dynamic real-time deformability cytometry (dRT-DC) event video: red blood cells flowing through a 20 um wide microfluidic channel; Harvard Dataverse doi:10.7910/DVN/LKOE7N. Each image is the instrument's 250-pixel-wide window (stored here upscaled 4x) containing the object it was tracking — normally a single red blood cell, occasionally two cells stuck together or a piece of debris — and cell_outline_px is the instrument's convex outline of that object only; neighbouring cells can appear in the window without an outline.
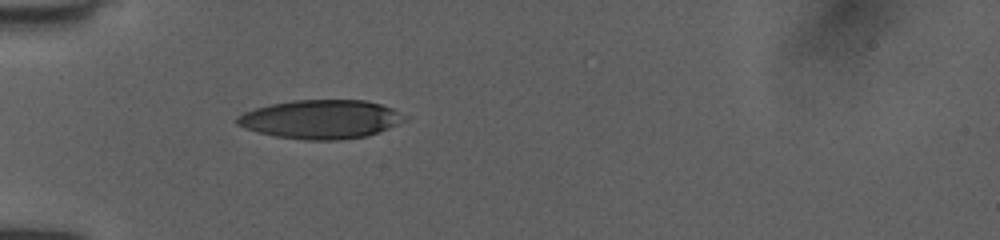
{"species": "human", "species_latin": "Homo sapiens", "temperature_condition": "room temperature", "stored_images_in_passage": 36, "camera_frame_rate_fps": 3000, "um_per_image_px": 0.085, "donor": {"sex": "female"}, "frame": {"image": 1, "passage_image": 1, "time_ms": 0.0, "image_size_px": [1000, 240], "cell_outline_px": [[408, 116], [404, 120], [388, 128], [368, 136], [336, 140], [304, 140], [276, 136], [244, 128], [236, 124], [236, 116], [244, 112], [256, 108], [272, 104], [292, 100], [364, 100], [380, 104], [392, 108]], "centroid_in_image_um": [27.27, 10.14], "position_along_channel_um": 57.7, "area_um2": 37.74}}
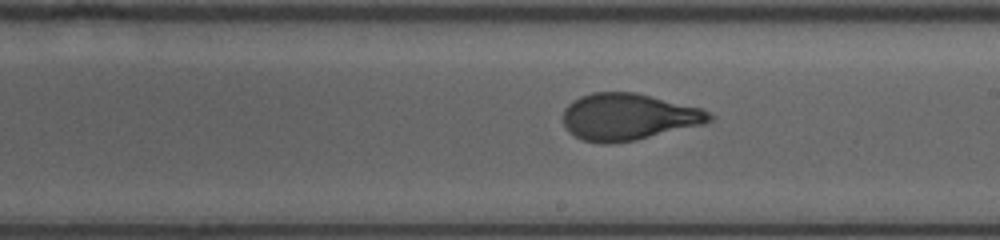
{"frame": {"image": 2, "passage_image": 15, "time_ms": 4.667, "image_size_px": [1000, 240], "cell_outline_px": [[716, 116], [712, 120], [704, 124], [636, 140], [608, 144], [604, 144], [584, 140], [568, 132], [564, 124], [564, 108], [572, 100], [580, 96], [592, 92], [636, 92], [700, 108]], "centroid_in_image_um": [53.4, 9.93], "position_along_channel_um": 235.6, "area_um2": 39.88}}
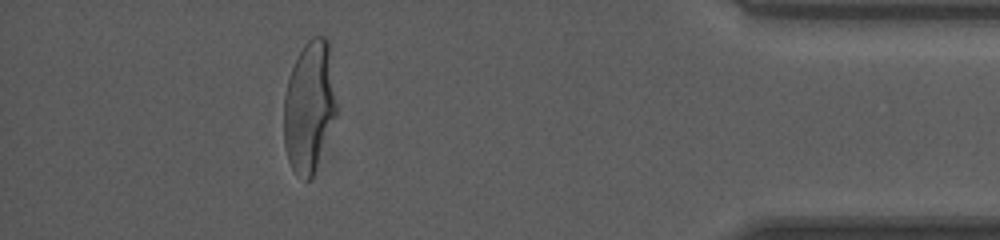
{"frame": {"image": 3, "passage_image": 31, "time_ms": 10.0, "image_size_px": [1000, 240], "cell_outline_px": [[336, 116], [312, 176], [308, 180], [304, 180], [296, 176], [288, 160], [284, 144], [284, 96], [288, 76], [304, 44], [312, 36], [324, 36], [328, 40], [336, 104]], "centroid_in_image_um": [26.27, 9.07], "position_along_channel_um": 408.9, "area_um2": 39.94}, "authors_computed_cell_mechanics": {"area_um2": 39.9687, "velocity_mm_per_s": 4.0411, "shape_relaxation_time_tau1_ms": 6.3604, "shape_relaxation_time_tau2_ms": null, "deformation_change_tau1": 0.2529, "deformation_change_tau2": null}}